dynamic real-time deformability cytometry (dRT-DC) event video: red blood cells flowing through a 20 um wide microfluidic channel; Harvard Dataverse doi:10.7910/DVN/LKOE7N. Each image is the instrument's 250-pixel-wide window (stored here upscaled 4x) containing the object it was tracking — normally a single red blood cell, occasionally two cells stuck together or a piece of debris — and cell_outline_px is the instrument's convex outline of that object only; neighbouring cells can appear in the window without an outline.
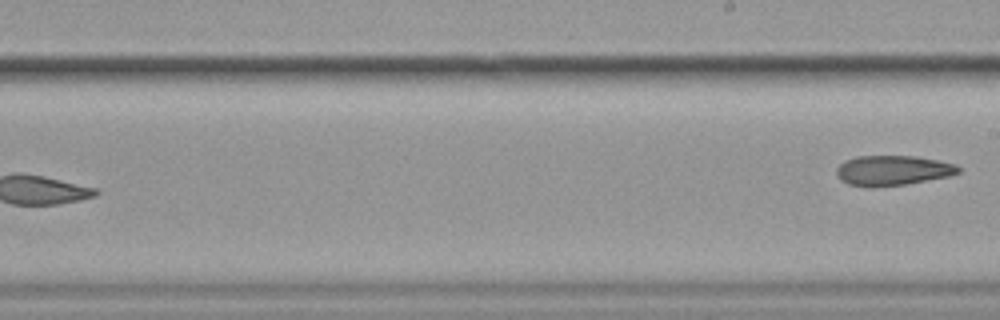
{"species": "common noctule bat (a hibernating species)", "species_latin": "Nyctalus noctula", "temperature_condition": "cold", "stored_images_in_passage": 10, "segment_of_instrument_passage": [2, 2], "camera_frame_rate_fps": 3000, "um_per_image_px": 0.085, "animal": {"sex": "female", "body_mass_g": 19.9}, "frame": {"image": 1, "passage_image": 10, "time_ms": 3.0, "image_size_px": [1000, 320], "cell_outline_px": [[960, 172], [948, 176], [908, 184], [872, 188], [848, 184], [840, 180], [836, 176], [836, 168], [844, 160], [856, 156], [916, 156], [956, 164], [960, 168]], "centroid_in_image_um": [75.83, 14.5], "position_along_channel_um": 213.2, "area_um2": 21.56}}